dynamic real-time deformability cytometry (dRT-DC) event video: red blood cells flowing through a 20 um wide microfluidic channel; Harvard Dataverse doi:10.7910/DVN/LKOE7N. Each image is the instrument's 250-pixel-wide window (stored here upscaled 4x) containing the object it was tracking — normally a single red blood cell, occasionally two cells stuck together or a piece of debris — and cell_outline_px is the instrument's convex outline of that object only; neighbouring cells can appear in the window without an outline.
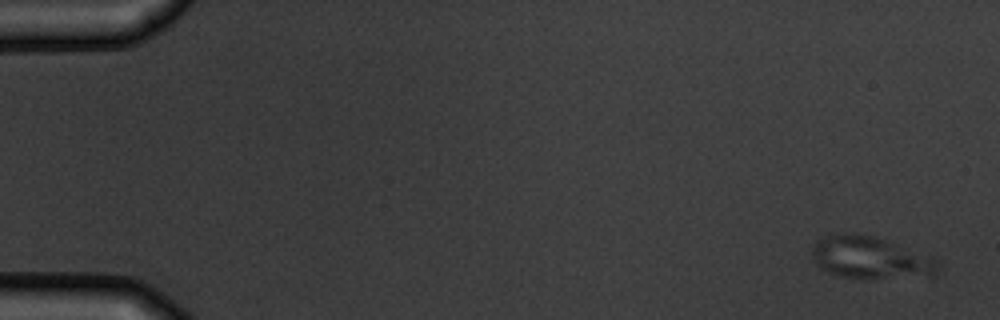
{"species": "common noctule bat (a hibernating species)", "species_latin": "Nyctalus noctula", "temperature_condition": "warm", "stored_images_in_passage": 5, "camera_frame_rate_fps": 3000, "um_per_image_px": 0.085, "animal": {"sex": "male", "body_mass_g": 19.5, "forearm_length_mm": 54.6}, "frame": {"image": 1, "passage_image": 1, "time_ms": 0.0, "image_size_px": [1000, 320], "cell_outline_px": [[940, 268], [932, 276], [864, 280], [840, 276], [828, 272], [820, 268], [816, 264], [812, 256], [812, 244], [820, 236], [840, 232], [844, 232], [872, 236], [932, 256], [940, 264]], "centroid_in_image_um": [73.95, 21.92], "position_along_channel_um": 11.1, "area_um2": 31.67}}